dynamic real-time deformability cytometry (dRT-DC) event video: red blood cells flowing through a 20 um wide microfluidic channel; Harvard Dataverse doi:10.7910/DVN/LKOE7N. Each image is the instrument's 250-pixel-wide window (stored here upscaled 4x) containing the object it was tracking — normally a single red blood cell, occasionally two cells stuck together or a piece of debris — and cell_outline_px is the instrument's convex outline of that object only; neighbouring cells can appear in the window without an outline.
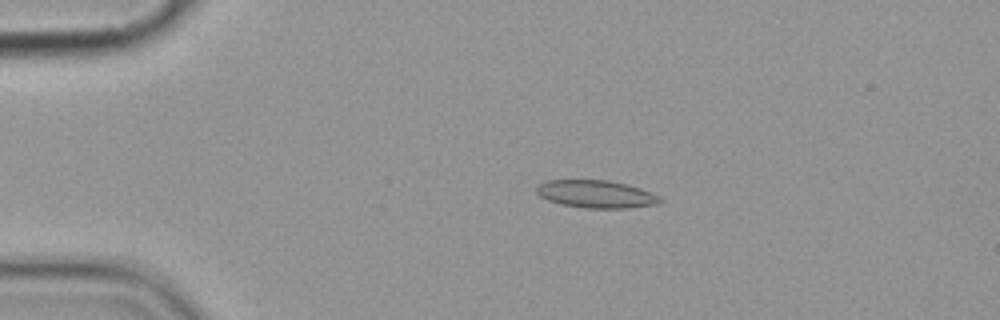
{"species": "common noctule bat (a hibernating species)", "species_latin": "Nyctalus noctula", "temperature_condition": "cold", "stored_images_in_passage": 5, "camera_frame_rate_fps": 3000, "um_per_image_px": 0.085, "animal": {"sex": "female", "body_mass_g": 19.9}, "frame": {"image": 1, "passage_image": 3, "time_ms": 2.333, "image_size_px": [1000, 320], "cell_outline_px": [[664, 200], [660, 204], [628, 208], [584, 208], [560, 204], [548, 200], [540, 196], [536, 192], [536, 188], [540, 184], [548, 180], [608, 180], [640, 188], [660, 196]], "centroid_in_image_um": [50.7, 16.51], "position_along_channel_um": 34.3, "area_um2": 19.94}}
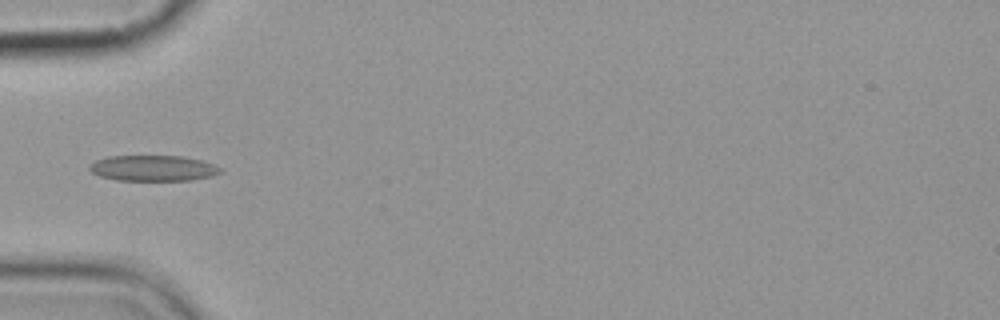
{"frame": {"image": 2, "passage_image": 5, "time_ms": 4.667, "image_size_px": [1000, 320], "cell_outline_px": [[224, 172], [212, 176], [192, 180], [116, 180], [100, 176], [92, 172], [88, 168], [96, 160], [108, 156], [184, 156], [200, 160], [212, 164], [220, 168]], "centroid_in_image_um": [13.03, 14.29], "position_along_channel_um": 72.0, "area_um2": 19.54}}